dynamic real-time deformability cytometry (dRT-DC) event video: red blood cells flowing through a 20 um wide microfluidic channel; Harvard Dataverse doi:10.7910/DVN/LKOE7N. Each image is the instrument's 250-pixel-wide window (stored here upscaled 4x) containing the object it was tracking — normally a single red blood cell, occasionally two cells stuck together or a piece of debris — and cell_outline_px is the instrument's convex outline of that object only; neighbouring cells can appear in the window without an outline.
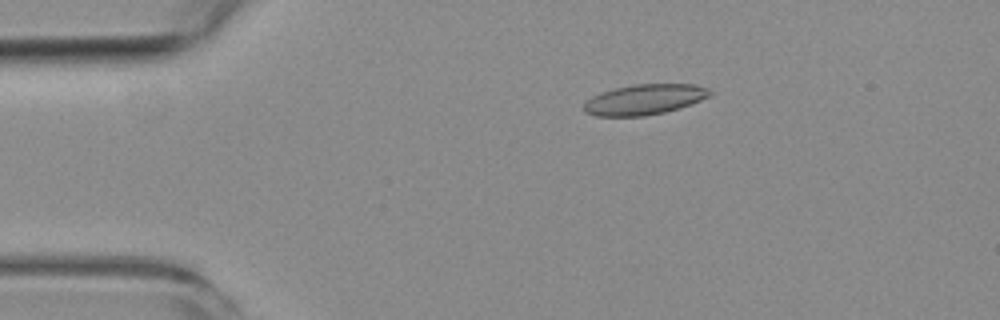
{"species": "common noctule bat (a hibernating species)", "species_latin": "Nyctalus noctula", "temperature_condition": "room temperature", "stored_images_in_passage": 6, "camera_frame_rate_fps": 3000, "um_per_image_px": 0.085, "animal": {"sex": "female", "body_mass_g": 19.3, "forearm_length_mm": 54.1}, "frame": {"image": 1, "passage_image": 2, "time_ms": 1.0, "image_size_px": [1000, 320], "cell_outline_px": [[712, 92], [708, 96], [700, 100], [664, 112], [644, 116], [596, 116], [584, 112], [584, 104], [592, 96], [600, 92], [632, 84], [692, 84], [708, 88]], "centroid_in_image_um": [54.73, 8.45], "position_along_channel_um": 30.3, "area_um2": 22.02}}
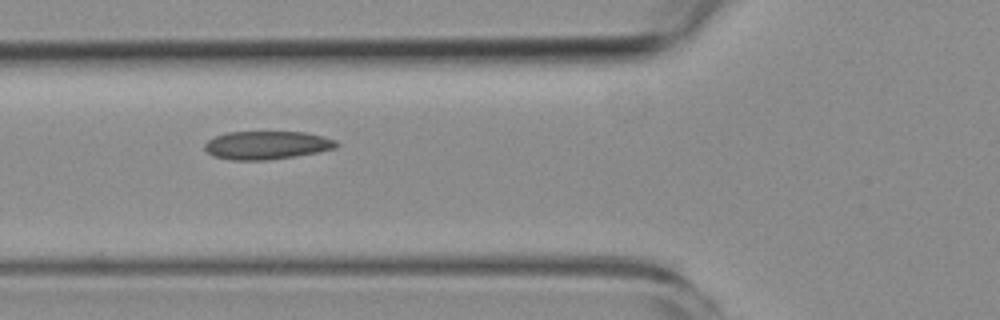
{"frame": {"image": 2, "passage_image": 5, "time_ms": 4.333, "image_size_px": [1000, 320], "cell_outline_px": [[340, 144], [336, 148], [320, 152], [268, 160], [232, 160], [212, 156], [204, 148], [204, 144], [208, 140], [216, 136], [228, 132], [304, 132], [324, 136], [336, 140]], "centroid_in_image_um": [22.7, 12.34], "position_along_channel_um": 103.1, "area_um2": 21.79}}
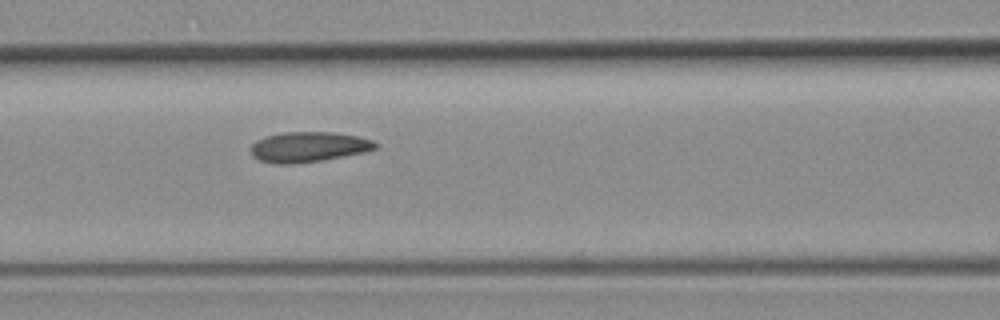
{"frame": {"image": 3, "passage_image": 6, "time_ms": 5.333, "image_size_px": [1000, 320], "cell_outline_px": [[380, 144], [376, 148], [364, 152], [320, 160], [292, 164], [276, 164], [260, 160], [252, 156], [252, 144], [256, 140], [264, 136], [284, 132], [332, 132], [360, 136], [372, 140]], "centroid_in_image_um": [26.23, 12.47], "position_along_channel_um": 140.4, "area_um2": 21.91}}